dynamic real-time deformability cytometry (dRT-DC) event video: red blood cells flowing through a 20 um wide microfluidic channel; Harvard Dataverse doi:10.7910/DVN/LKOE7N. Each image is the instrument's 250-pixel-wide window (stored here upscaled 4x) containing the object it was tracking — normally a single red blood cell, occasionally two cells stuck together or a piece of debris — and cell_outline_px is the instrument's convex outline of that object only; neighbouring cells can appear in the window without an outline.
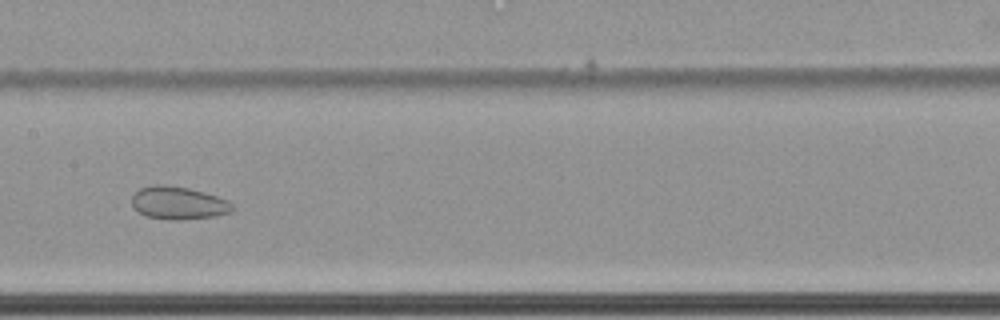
{"species": "common noctule bat (a hibernating species)", "species_latin": "Nyctalus noctula", "temperature_condition": "cold", "stored_images_in_passage": 56, "camera_frame_rate_fps": 3000, "um_per_image_px": 0.085, "animal": {"sex": "female", "body_mass_g": 22.7, "forearm_length_mm": 54.2}, "frame": {"image": 1, "passage_image": 27, "time_ms": 8.667, "image_size_px": [1000, 320], "cell_outline_px": [[236, 208], [232, 212], [216, 216], [180, 220], [172, 220], [148, 216], [132, 208], [132, 196], [140, 188], [152, 184], [164, 184], [188, 188], [204, 192], [228, 200]], "centroid_in_image_um": [15.18, 17.25], "position_along_channel_um": 192.2, "area_um2": 19.36}}
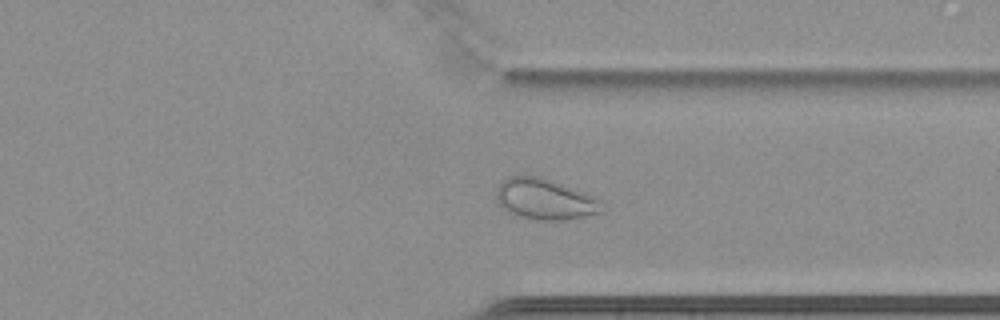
{"frame": {"image": 2, "passage_image": 42, "time_ms": 13.667, "image_size_px": [1000, 320], "cell_outline_px": [[604, 212], [564, 220], [536, 220], [520, 216], [508, 212], [496, 200], [496, 188], [508, 176], [540, 176], [552, 180], [592, 196], [600, 200]], "centroid_in_image_um": [46.3, 16.93], "position_along_channel_um": 365.1, "area_um2": 24.91}}
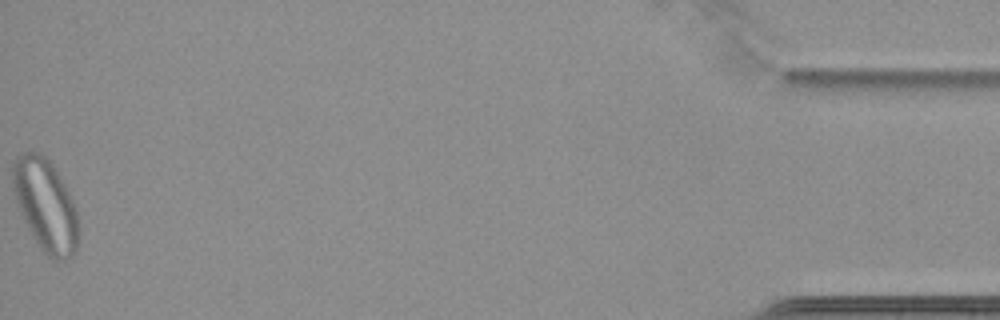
{"frame": {"image": 3, "passage_image": 56, "time_ms": 18.333, "image_size_px": [1000, 320], "cell_outline_px": [[76, 248], [72, 256], [64, 260], [52, 260], [40, 248], [16, 200], [12, 184], [12, 164], [16, 156], [24, 152], [40, 152], [52, 164], [60, 176], [68, 192], [76, 212]], "centroid_in_image_um": [3.84, 17.39], "position_along_channel_um": 431.4, "area_um2": 34.22}, "authors_computed_cell_mechanics": {"area_um2": 26.1834, "velocity_mm_per_s": 3.4389, "shape_relaxation_time_tau1_ms": null, "shape_relaxation_time_tau2_ms": 1.7538, "deformation_change_tau1": null, "deformation_change_tau2": 0.0632}}